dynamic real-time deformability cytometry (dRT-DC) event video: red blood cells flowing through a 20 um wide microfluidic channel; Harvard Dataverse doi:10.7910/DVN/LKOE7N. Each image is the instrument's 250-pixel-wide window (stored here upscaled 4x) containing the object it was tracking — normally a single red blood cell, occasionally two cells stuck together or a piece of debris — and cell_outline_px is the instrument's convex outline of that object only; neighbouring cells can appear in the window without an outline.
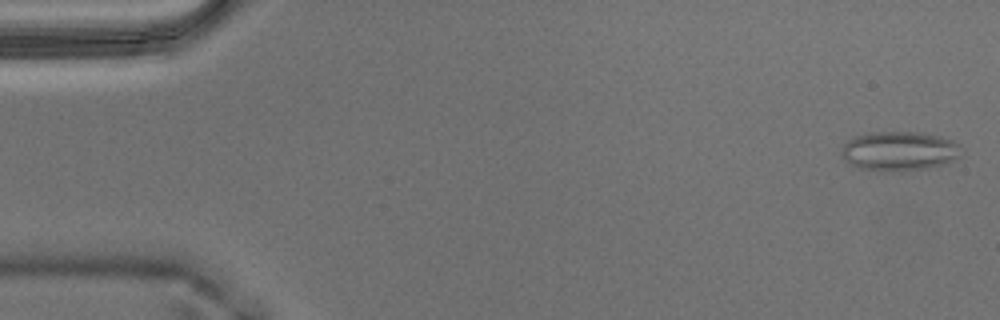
{"species": "Egyptian fruit bat (a non-hibernating species)", "species_latin": "Rousettus aegyptiacus", "temperature_condition": "warm", "stored_images_in_passage": 14, "camera_frame_rate_fps": 3000, "um_per_image_px": 0.085, "animal": {"sex": "male"}, "frame": {"image": 1, "passage_image": 2, "time_ms": 0.333, "image_size_px": [1000, 320], "cell_outline_px": [[964, 148], [960, 156], [952, 160], [928, 168], [860, 168], [852, 164], [840, 152], [844, 144], [848, 140], [856, 136], [868, 132], [924, 132], [940, 136], [952, 140], [960, 144]], "centroid_in_image_um": [76.51, 12.76], "position_along_channel_um": 8.5, "area_um2": 26.53}}